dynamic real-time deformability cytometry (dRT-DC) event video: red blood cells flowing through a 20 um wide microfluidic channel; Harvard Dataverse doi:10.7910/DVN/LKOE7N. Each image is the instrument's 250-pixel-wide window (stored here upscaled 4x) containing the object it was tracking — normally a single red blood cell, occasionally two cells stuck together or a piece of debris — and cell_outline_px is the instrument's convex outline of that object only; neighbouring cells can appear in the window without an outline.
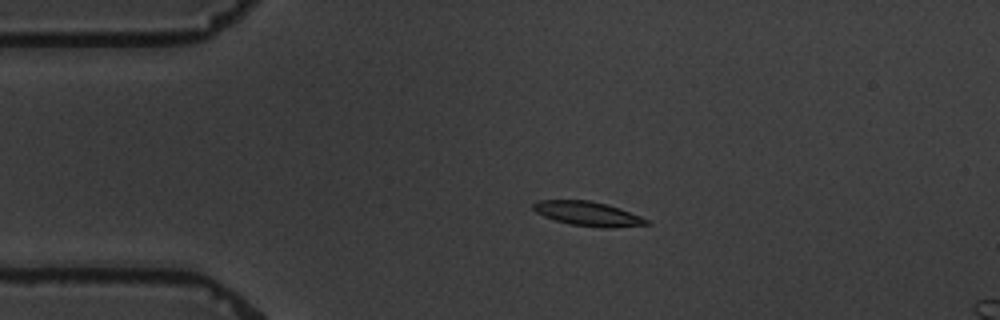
{"species": "common noctule bat (a hibernating species)", "species_latin": "Nyctalus noctula", "temperature_condition": "warm", "stored_images_in_passage": 6, "camera_frame_rate_fps": 3000, "um_per_image_px": 0.085, "animal": {"sex": "male", "body_mass_g": 19.5, "forearm_length_mm": 54.6}, "frame": {"image": 1, "passage_image": 4, "time_ms": 3.333, "image_size_px": [1000, 320], "cell_outline_px": [[652, 224], [612, 228], [600, 228], [572, 224], [556, 220], [544, 216], [536, 212], [532, 208], [532, 204], [536, 200], [588, 200], [620, 208], [640, 216], [648, 220]], "centroid_in_image_um": [49.97, 18.17], "position_along_channel_um": 35.0, "area_um2": 16.01}}